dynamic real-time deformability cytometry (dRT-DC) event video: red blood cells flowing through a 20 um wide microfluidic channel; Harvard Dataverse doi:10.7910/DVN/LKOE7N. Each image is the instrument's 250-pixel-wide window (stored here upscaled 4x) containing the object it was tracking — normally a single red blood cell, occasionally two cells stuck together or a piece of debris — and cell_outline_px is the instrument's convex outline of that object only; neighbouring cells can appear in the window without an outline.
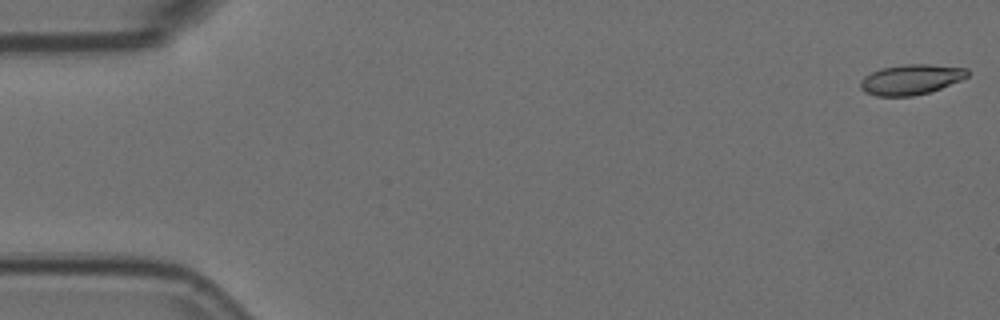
{"species": "Egyptian fruit bat (a non-hibernating species)", "species_latin": "Rousettus aegyptiacus", "temperature_condition": "room temperature", "stored_images_in_passage": 56, "camera_frame_rate_fps": 3000, "um_per_image_px": 0.085, "animal": {"sex": "female"}, "frame": {"image": 1, "passage_image": 1, "time_ms": 0.0, "image_size_px": [1000, 320], "cell_outline_px": [[968, 76], [960, 80], [940, 88], [928, 92], [912, 96], [876, 96], [864, 92], [860, 88], [860, 80], [864, 76], [880, 68], [904, 64], [928, 64], [968, 68]], "centroid_in_image_um": [77.39, 6.75], "position_along_channel_um": 7.6, "area_um2": 18.84}}
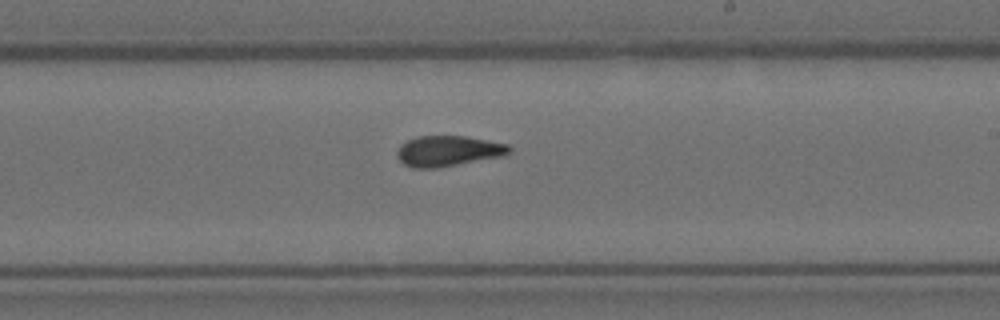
{"frame": {"image": 2, "passage_image": 33, "time_ms": 10.667, "image_size_px": [1000, 320], "cell_outline_px": [[512, 148], [504, 156], [436, 168], [412, 168], [404, 164], [396, 156], [396, 152], [408, 140], [416, 136], [464, 136], [508, 144]], "centroid_in_image_um": [38.1, 12.84], "position_along_channel_um": 250.9, "area_um2": 19.83}}
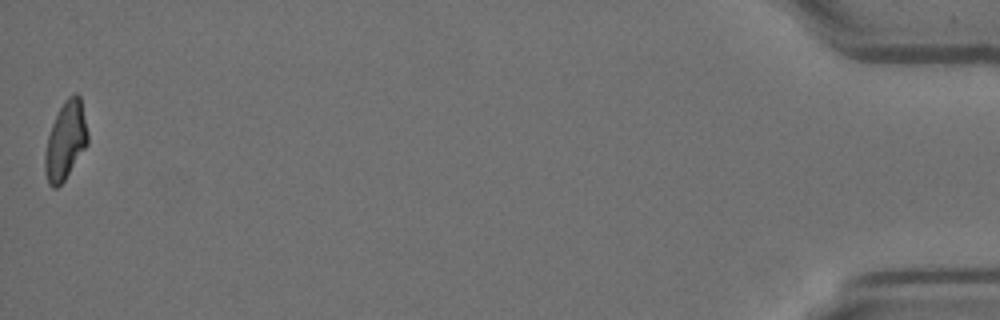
{"frame": {"image": 3, "passage_image": 56, "time_ms": 18.333, "image_size_px": [1000, 320], "cell_outline_px": [[88, 144], [64, 180], [56, 188], [52, 188], [48, 184], [44, 172], [44, 156], [48, 136], [52, 124], [64, 100], [68, 96], [76, 92], [80, 96], [88, 132]], "centroid_in_image_um": [5.57, 11.96], "position_along_channel_um": 429.6, "area_um2": 19.42}, "authors_computed_cell_mechanics": {"area_um2": 19.8254, "velocity_mm_per_s": 3.6172, "shape_relaxation_time_tau1_ms": 6.8196, "shape_relaxation_time_tau2_ms": 1.8049, "deformation_change_tau1": 0.1972, "deformation_change_tau2": 0.0925}}